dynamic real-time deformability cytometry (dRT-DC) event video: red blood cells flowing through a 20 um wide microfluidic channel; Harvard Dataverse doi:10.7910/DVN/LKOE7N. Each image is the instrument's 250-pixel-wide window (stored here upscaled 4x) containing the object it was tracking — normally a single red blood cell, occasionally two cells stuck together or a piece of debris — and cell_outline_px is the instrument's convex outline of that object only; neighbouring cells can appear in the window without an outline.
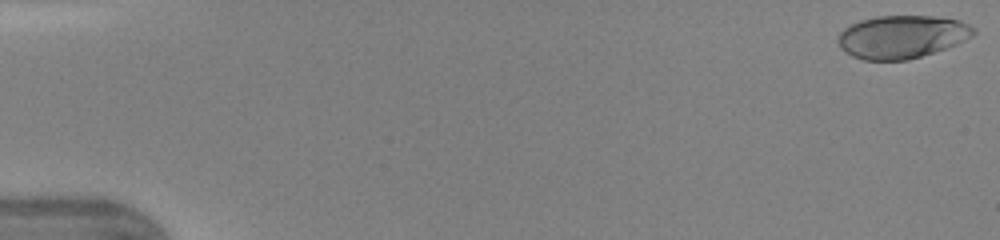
{"species": "human", "species_latin": "Homo sapiens", "temperature_condition": "warm", "stored_images_in_passage": 46, "camera_frame_rate_fps": 3000, "um_per_image_px": 0.085, "donor": {"sex": "female"}, "frame": {"image": 1, "passage_image": 1, "time_ms": 0.0, "image_size_px": [1000, 240], "cell_outline_px": [[976, 32], [972, 36], [956, 44], [908, 60], [864, 60], [852, 56], [844, 52], [840, 48], [836, 40], [840, 32], [844, 28], [860, 20], [876, 16], [932, 16], [960, 20], [976, 28]], "centroid_in_image_um": [76.63, 3.12], "position_along_channel_um": 8.4, "area_um2": 33.93}}
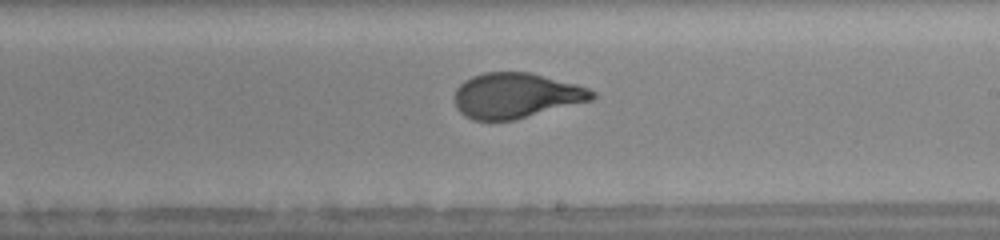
{"frame": {"image": 2, "passage_image": 28, "time_ms": 9.0, "image_size_px": [1000, 240], "cell_outline_px": [[596, 96], [592, 100], [512, 120], [472, 120], [464, 116], [456, 108], [456, 88], [464, 80], [472, 76], [484, 72], [528, 72], [576, 84], [588, 88], [596, 92]], "centroid_in_image_um": [43.85, 8.12], "position_along_channel_um": 245.2, "area_um2": 36.01}}
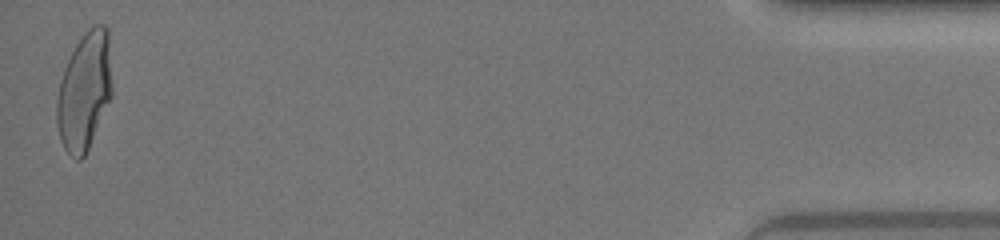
{"frame": {"image": 3, "passage_image": 46, "time_ms": 15.0, "image_size_px": [1000, 240], "cell_outline_px": [[112, 96], [88, 148], [84, 156], [80, 160], [76, 160], [64, 148], [60, 140], [56, 124], [56, 100], [60, 80], [64, 68], [76, 44], [84, 32], [92, 24], [104, 24], [108, 28], [112, 88]], "centroid_in_image_um": [7.17, 7.73], "position_along_channel_um": 428.0, "area_um2": 38.15}, "authors_computed_cell_mechanics": {"area_um2": 36.3273, "velocity_mm_per_s": 4.3999, "shape_relaxation_time_tau1_ms": 3.4861, "shape_relaxation_time_tau2_ms": null, "deformation_change_tau1": 0.1953, "deformation_change_tau2": null}}